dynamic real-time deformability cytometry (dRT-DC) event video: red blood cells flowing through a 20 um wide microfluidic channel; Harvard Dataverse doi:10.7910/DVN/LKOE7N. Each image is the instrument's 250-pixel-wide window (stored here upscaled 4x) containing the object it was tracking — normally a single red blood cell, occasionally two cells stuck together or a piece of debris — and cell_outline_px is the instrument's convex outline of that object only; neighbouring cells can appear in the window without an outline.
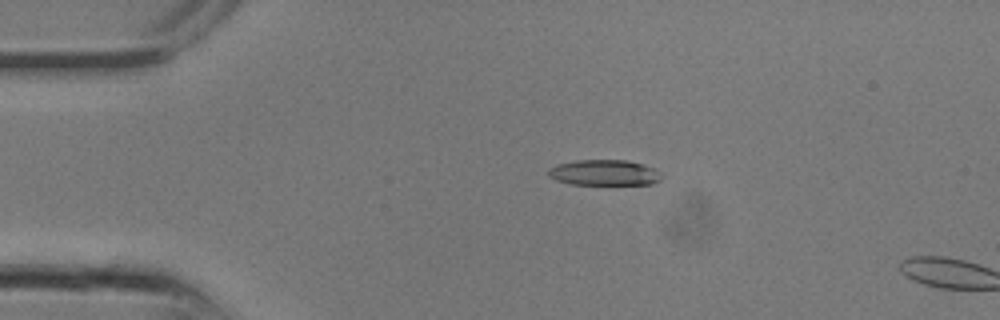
{"species": "common noctule bat (a hibernating species)", "species_latin": "Nyctalus noctula", "temperature_condition": "room temperature", "stored_images_in_passage": 6, "camera_frame_rate_fps": 3000, "um_per_image_px": 0.085, "animal": {"sex": "male", "body_mass_g": 13.3}, "frame": {"image": 1, "passage_image": 5, "time_ms": 1.333, "image_size_px": [1000, 320], "cell_outline_px": [[664, 176], [660, 180], [652, 184], [612, 188], [568, 184], [556, 180], [548, 176], [548, 168], [556, 164], [576, 160], [624, 160], [644, 164], [660, 172]], "centroid_in_image_um": [51.38, 14.74], "position_along_channel_um": 33.6, "area_um2": 18.26}}